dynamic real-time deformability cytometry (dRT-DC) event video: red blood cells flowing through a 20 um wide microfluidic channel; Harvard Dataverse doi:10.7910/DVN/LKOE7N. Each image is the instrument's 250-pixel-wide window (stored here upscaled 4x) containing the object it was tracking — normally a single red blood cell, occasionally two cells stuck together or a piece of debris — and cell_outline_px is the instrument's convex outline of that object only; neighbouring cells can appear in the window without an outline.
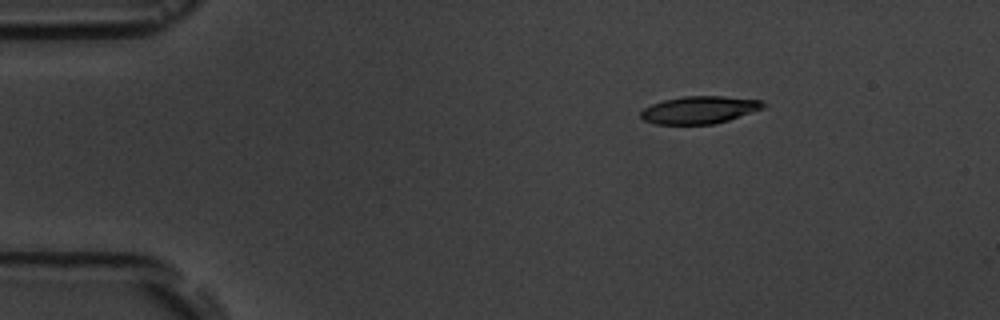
{"species": "common noctule bat (a hibernating species)", "species_latin": "Nyctalus noctula", "temperature_condition": "room temperature", "stored_images_in_passage": 13, "camera_frame_rate_fps": 3000, "um_per_image_px": 0.085, "animal": {"sex": "male", "body_mass_g": 19.5, "forearm_length_mm": 54.6}, "frame": {"image": 1, "passage_image": 1, "time_ms": 0.0, "image_size_px": [1000, 320], "cell_outline_px": [[768, 104], [764, 108], [728, 120], [712, 124], [656, 124], [644, 120], [640, 116], [640, 112], [644, 108], [652, 104], [664, 100], [684, 96], [724, 96], [760, 100]], "centroid_in_image_um": [59.46, 9.33], "position_along_channel_um": 25.5, "area_um2": 19.54}}
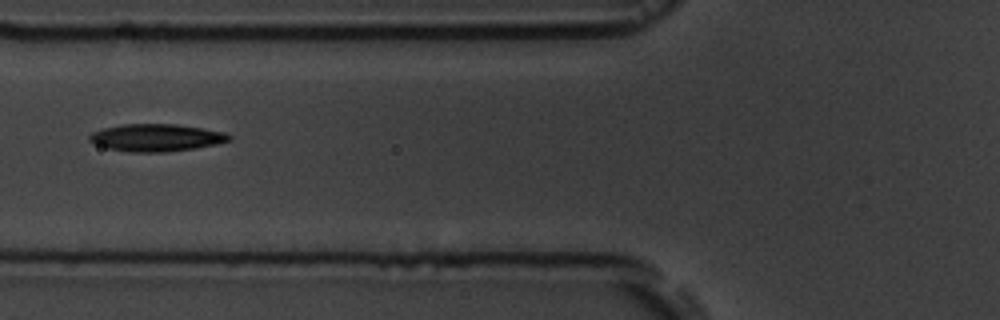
{"frame": {"image": 2, "passage_image": 4, "time_ms": 4.333, "image_size_px": [1000, 320], "cell_outline_px": [[232, 140], [216, 144], [196, 148], [164, 152], [128, 152], [108, 148], [96, 144], [88, 140], [88, 136], [92, 132], [104, 128], [124, 124], [176, 124], [204, 128], [224, 132], [232, 136]], "centroid_in_image_um": [13.3, 11.7], "position_along_channel_um": 112.5, "area_um2": 22.31}}
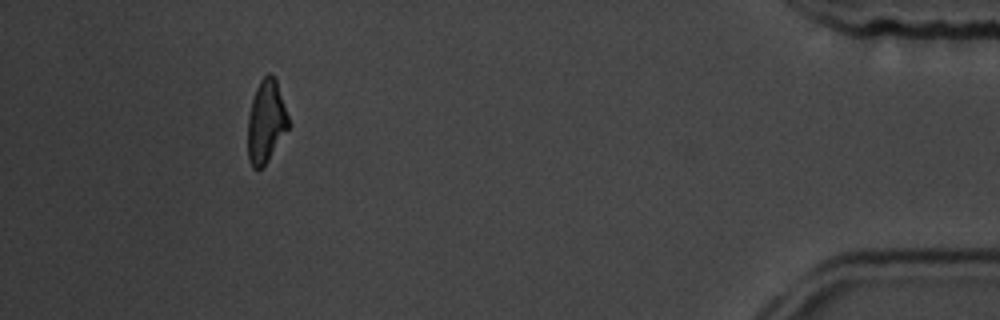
{"frame": {"image": 3, "passage_image": 12, "time_ms": 14.333, "image_size_px": [1000, 320], "cell_outline_px": [[292, 124], [268, 160], [260, 168], [252, 168], [248, 160], [248, 116], [252, 100], [256, 88], [260, 80], [268, 72], [272, 72], [276, 80]], "centroid_in_image_um": [22.64, 10.31], "position_along_channel_um": 412.6, "area_um2": 19.83}, "authors_computed_cell_mechanics": {"area_um2": 20.5768, "velocity_mm_per_s": 3.6239, "shape_relaxation_time_tau1_ms": 3.23, "shape_relaxation_time_tau2_ms": 4.3391, "deformation_change_tau1": 0.0973, "deformation_change_tau2": 0.1263}}